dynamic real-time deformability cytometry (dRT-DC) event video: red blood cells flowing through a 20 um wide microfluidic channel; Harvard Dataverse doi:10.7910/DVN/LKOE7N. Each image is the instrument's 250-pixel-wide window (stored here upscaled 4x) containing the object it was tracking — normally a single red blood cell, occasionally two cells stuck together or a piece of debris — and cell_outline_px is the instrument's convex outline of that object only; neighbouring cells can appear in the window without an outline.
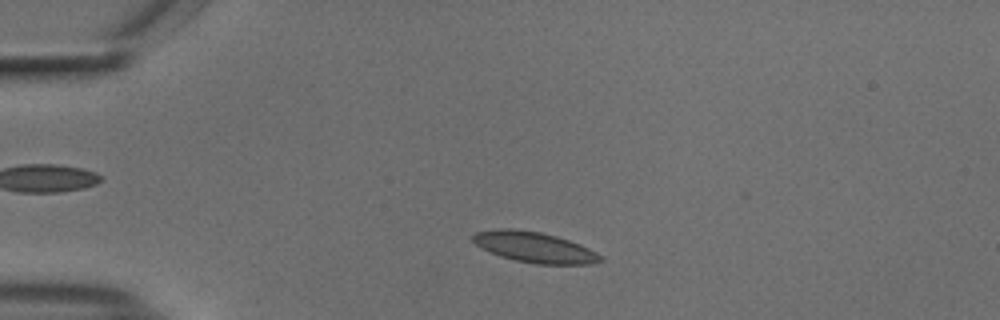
{"species": "common noctule bat (a hibernating species)", "species_latin": "Nyctalus noctula", "temperature_condition": "cold", "stored_images_in_passage": 49, "camera_frame_rate_fps": 3000, "um_per_image_px": 0.085, "animal": {"sex": "male", "body_mass_g": 18.8}, "frame": {"image": 1, "passage_image": 7, "time_ms": 2.0, "image_size_px": [1000, 320], "cell_outline_px": [[604, 260], [592, 264], [536, 264], [516, 260], [500, 256], [476, 244], [472, 240], [472, 236], [476, 232], [496, 228], [512, 228], [540, 232], [556, 236], [580, 244], [596, 252]], "centroid_in_image_um": [45.43, 21.01], "position_along_channel_um": 39.6, "area_um2": 22.54}}
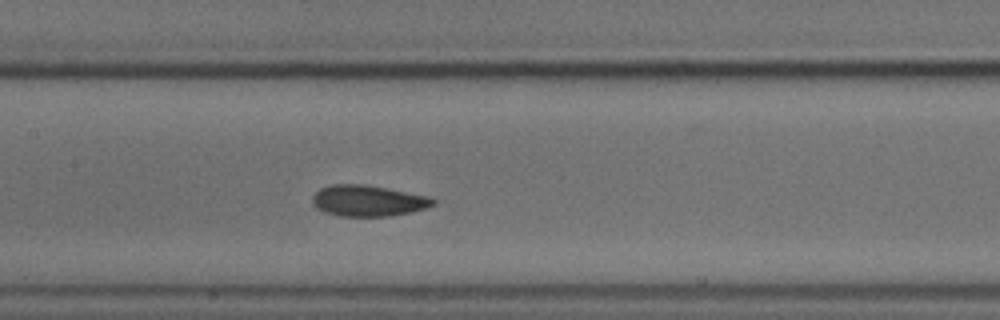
{"frame": {"image": 2, "passage_image": 21, "time_ms": 6.667, "image_size_px": [1000, 320], "cell_outline_px": [[436, 204], [428, 208], [388, 216], [340, 216], [324, 212], [316, 208], [312, 204], [312, 196], [320, 188], [332, 184], [364, 184], [388, 188], [432, 196], [436, 200]], "centroid_in_image_um": [31.31, 17.05], "position_along_channel_um": 176.1, "area_um2": 22.14}}
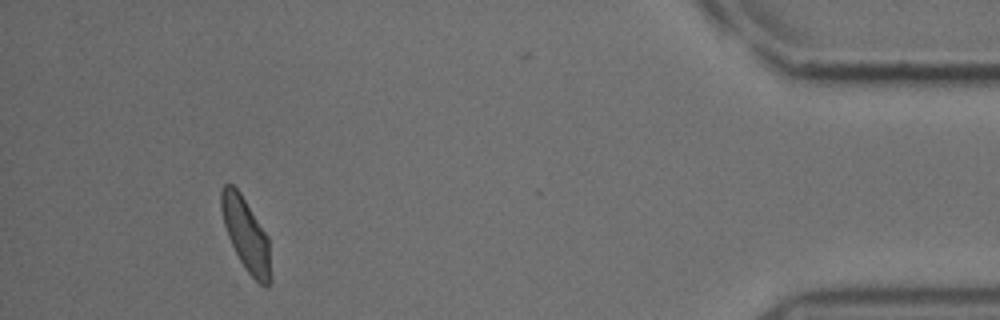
{"frame": {"image": 3, "passage_image": 45, "time_ms": 14.667, "image_size_px": [1000, 320], "cell_outline_px": [[272, 280], [268, 284], [260, 284], [244, 268], [228, 236], [224, 224], [220, 208], [220, 192], [224, 184], [232, 184], [240, 192], [268, 236]], "centroid_in_image_um": [20.91, 19.92], "position_along_channel_um": 414.3, "area_um2": 20.81}, "authors_computed_cell_mechanics": {"area_um2": 21.675, "velocity_mm_per_s": 3.6922, "shape_relaxation_time_tau1_ms": 3.4082, "shape_relaxation_time_tau2_ms": 1.5994, "deformation_change_tau1": 0.0998, "deformation_change_tau2": 0.0426}}